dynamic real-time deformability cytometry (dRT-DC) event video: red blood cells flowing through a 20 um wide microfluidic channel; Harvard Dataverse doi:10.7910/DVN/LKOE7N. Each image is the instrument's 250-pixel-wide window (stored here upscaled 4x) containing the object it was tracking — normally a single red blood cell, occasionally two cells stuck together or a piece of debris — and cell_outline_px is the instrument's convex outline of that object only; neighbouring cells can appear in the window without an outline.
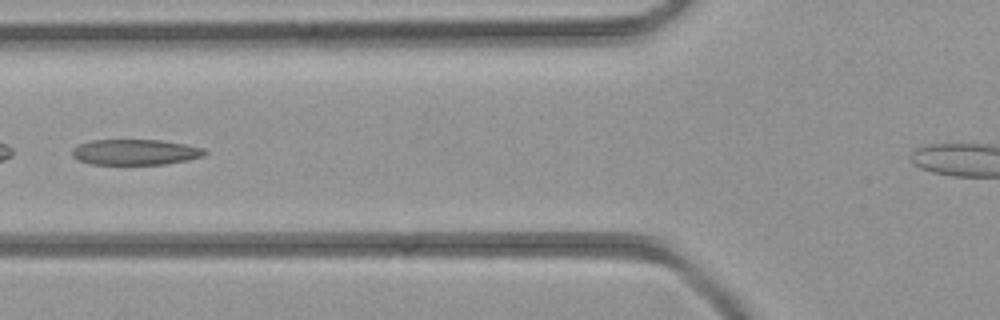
{"species": "common noctule bat (a hibernating species)", "species_latin": "Nyctalus noctula", "temperature_condition": "room temperature", "stored_images_in_passage": 26, "camera_frame_rate_fps": 3000, "um_per_image_px": 0.085, "animal": {"sex": "female", "body_mass_g": 21.9}, "frame": {"image": 1, "passage_image": 5, "time_ms": 1.333, "image_size_px": [1000, 320], "cell_outline_px": [[208, 152], [204, 156], [188, 160], [164, 164], [88, 164], [76, 160], [72, 156], [72, 148], [80, 144], [92, 140], [160, 140], [184, 144], [204, 148]], "centroid_in_image_um": [11.48, 12.93], "position_along_channel_um": 114.3, "area_um2": 19.88}}
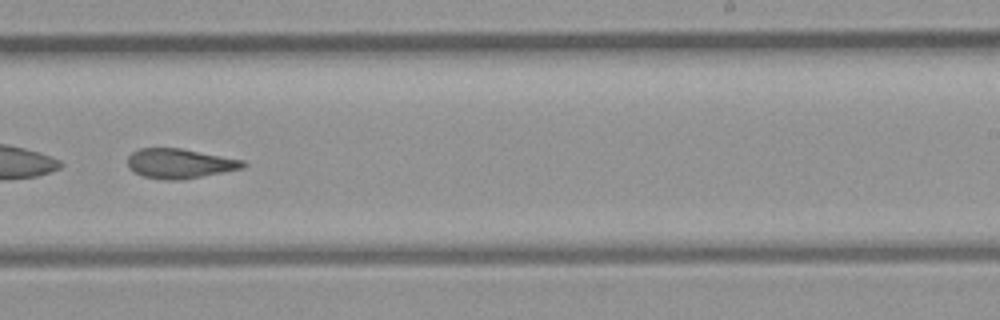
{"frame": {"image": 2, "passage_image": 15, "time_ms": 4.667, "image_size_px": [1000, 320], "cell_outline_px": [[248, 164], [244, 168], [184, 180], [164, 180], [144, 176], [128, 168], [128, 156], [132, 152], [140, 148], [184, 148], [244, 160]], "centroid_in_image_um": [15.32, 13.89], "position_along_channel_um": 273.7, "area_um2": 20.23}}